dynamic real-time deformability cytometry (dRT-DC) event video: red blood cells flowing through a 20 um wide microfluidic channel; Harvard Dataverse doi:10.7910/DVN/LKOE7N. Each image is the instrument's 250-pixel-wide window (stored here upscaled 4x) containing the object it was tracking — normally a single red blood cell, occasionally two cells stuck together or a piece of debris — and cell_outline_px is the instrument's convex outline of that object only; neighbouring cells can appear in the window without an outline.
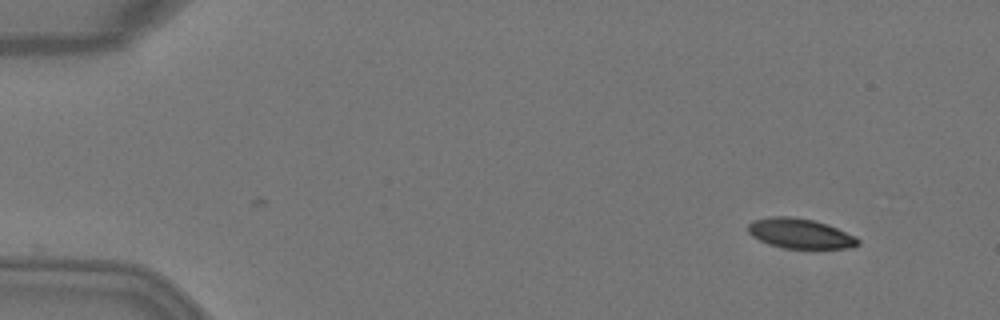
{"species": "Egyptian fruit bat (a non-hibernating species)", "species_latin": "Rousettus aegyptiacus", "temperature_condition": "warm", "stored_images_in_passage": 46, "camera_frame_rate_fps": 3000, "um_per_image_px": 0.085, "animal": {"sex": "female"}, "frame": {"image": 1, "passage_image": 1, "time_ms": 0.0, "image_size_px": [1000, 320], "cell_outline_px": [[860, 244], [852, 248], [784, 248], [768, 244], [752, 236], [748, 232], [748, 224], [752, 220], [768, 216], [792, 216], [812, 220], [828, 224], [856, 236], [860, 240]], "centroid_in_image_um": [68.01, 19.84], "position_along_channel_um": 17.0, "area_um2": 19.36}}
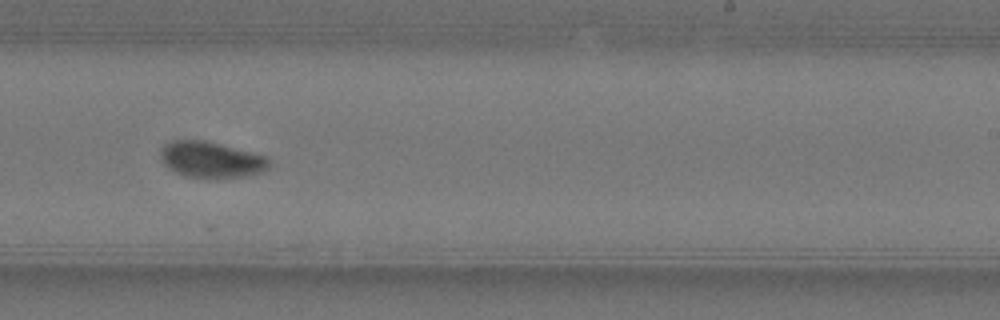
{"frame": {"image": 2, "passage_image": 28, "time_ms": 9.0, "image_size_px": [1000, 320], "cell_outline_px": [[272, 164], [264, 172], [244, 176], [184, 176], [176, 172], [164, 164], [160, 156], [160, 148], [164, 144], [172, 140], [204, 140], [268, 156], [272, 160]], "centroid_in_image_um": [17.98, 13.54], "position_along_channel_um": 271.0, "area_um2": 22.6}}
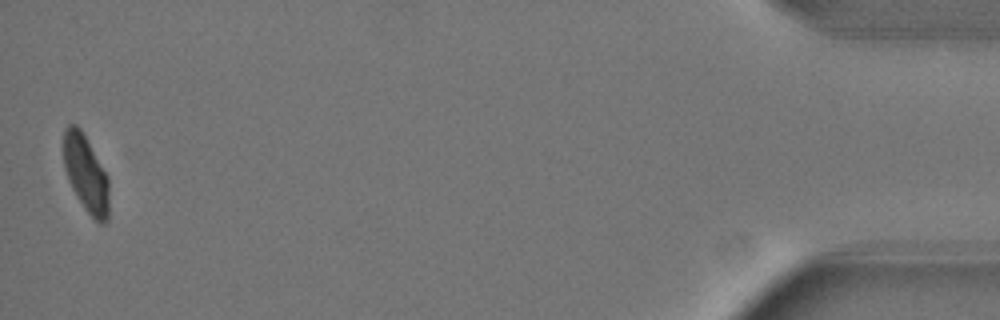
{"frame": {"image": 3, "passage_image": 46, "time_ms": 15.0, "image_size_px": [1000, 320], "cell_outline_px": [[108, 220], [104, 224], [100, 224], [84, 208], [76, 196], [68, 180], [64, 168], [64, 128], [68, 124], [76, 124], [80, 128], [108, 176]], "centroid_in_image_um": [7.29, 14.77], "position_along_channel_um": 427.9, "area_um2": 20.23}, "authors_computed_cell_mechanics": {"area_um2": 21.9062, "velocity_mm_per_s": 4.0648, "shape_relaxation_time_tau1_ms": 3.3044, "shape_relaxation_time_tau2_ms": 2.3394, "deformation_change_tau1": 0.139, "deformation_change_tau2": 0.0425}}